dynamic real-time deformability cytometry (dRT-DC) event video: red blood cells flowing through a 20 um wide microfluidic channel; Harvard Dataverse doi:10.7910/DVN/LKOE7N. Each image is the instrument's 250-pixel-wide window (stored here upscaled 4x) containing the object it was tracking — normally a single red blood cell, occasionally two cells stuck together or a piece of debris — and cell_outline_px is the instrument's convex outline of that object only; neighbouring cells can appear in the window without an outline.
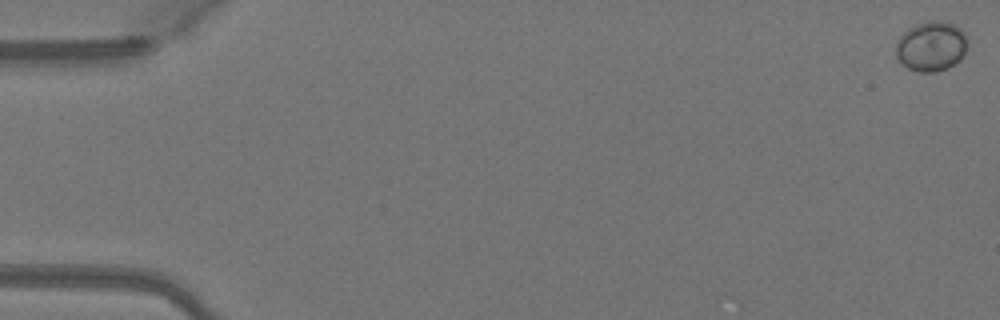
{"species": "Egyptian fruit bat (a non-hibernating species)", "species_latin": "Rousettus aegyptiacus", "temperature_condition": "warm", "stored_images_in_passage": 5, "segment_of_instrument_passage": [1, 2], "camera_frame_rate_fps": 3000, "um_per_image_px": 0.085, "animal": {"sex": "female"}, "frame": {"image": 1, "passage_image": 1, "time_ms": 0.0, "image_size_px": [1000, 320], "cell_outline_px": [[968, 48], [960, 60], [956, 64], [948, 68], [936, 72], [920, 72], [908, 68], [896, 56], [896, 44], [900, 36], [908, 28], [916, 24], [932, 20], [940, 20], [956, 24], [968, 36]], "centroid_in_image_um": [79.21, 3.92], "position_along_channel_um": 5.8, "area_um2": 21.21}}